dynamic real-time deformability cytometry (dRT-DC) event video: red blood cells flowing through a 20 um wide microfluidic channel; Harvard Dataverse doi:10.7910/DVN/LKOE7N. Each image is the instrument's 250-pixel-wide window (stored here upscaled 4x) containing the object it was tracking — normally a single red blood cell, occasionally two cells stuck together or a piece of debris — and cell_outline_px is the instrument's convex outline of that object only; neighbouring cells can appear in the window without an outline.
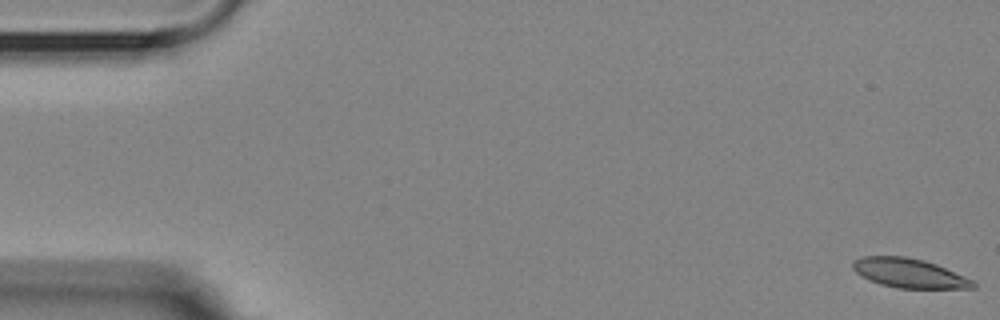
{"species": "Egyptian fruit bat (a non-hibernating species)", "species_latin": "Rousettus aegyptiacus", "temperature_condition": "room temperature", "stored_images_in_passage": 5, "camera_frame_rate_fps": 3000, "um_per_image_px": 0.085, "animal": {"sex": "female"}, "frame": {"image": 1, "passage_image": 1, "time_ms": 0.0, "image_size_px": [1000, 320], "cell_outline_px": [[976, 288], [900, 288], [880, 284], [868, 280], [860, 276], [852, 268], [852, 260], [860, 256], [904, 256], [924, 260], [936, 264], [976, 280]], "centroid_in_image_um": [77.28, 23.21], "position_along_channel_um": 7.7, "area_um2": 20.81}}